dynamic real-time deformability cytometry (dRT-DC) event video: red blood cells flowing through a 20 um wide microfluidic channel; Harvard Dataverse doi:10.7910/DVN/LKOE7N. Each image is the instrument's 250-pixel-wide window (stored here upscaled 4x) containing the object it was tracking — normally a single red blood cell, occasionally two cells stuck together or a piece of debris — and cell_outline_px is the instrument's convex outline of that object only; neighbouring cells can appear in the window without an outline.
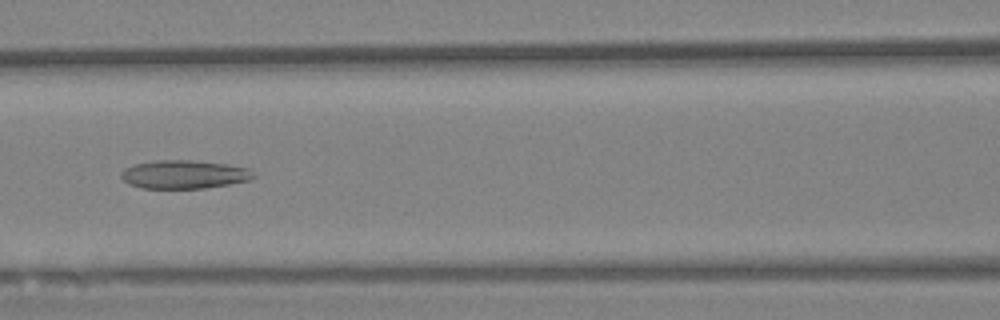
{"species": "Egyptian fruit bat (a non-hibernating species)", "species_latin": "Rousettus aegyptiacus", "temperature_condition": "warm", "stored_images_in_passage": 42, "camera_frame_rate_fps": 3000, "um_per_image_px": 0.085, "animal": {"sex": "female"}, "frame": {"image": 1, "passage_image": 9, "time_ms": 2.667, "image_size_px": [1000, 320], "cell_outline_px": [[256, 176], [248, 180], [228, 184], [204, 188], [140, 188], [128, 184], [120, 176], [120, 172], [124, 168], [136, 164], [156, 160], [192, 160], [224, 164], [248, 168], [256, 172]], "centroid_in_image_um": [15.63, 14.82], "position_along_channel_um": 151.0, "area_um2": 21.91}}
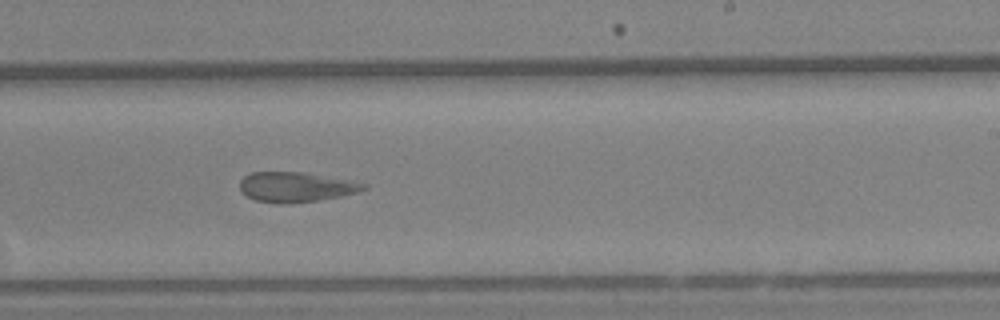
{"frame": {"image": 2, "passage_image": 19, "time_ms": 6.0, "image_size_px": [1000, 320], "cell_outline_px": [[368, 188], [356, 192], [340, 196], [316, 200], [288, 204], [280, 204], [256, 200], [248, 196], [240, 188], [240, 180], [244, 176], [252, 172], [304, 172], [368, 184]], "centroid_in_image_um": [25.14, 15.89], "position_along_channel_um": 263.9, "area_um2": 21.33}}
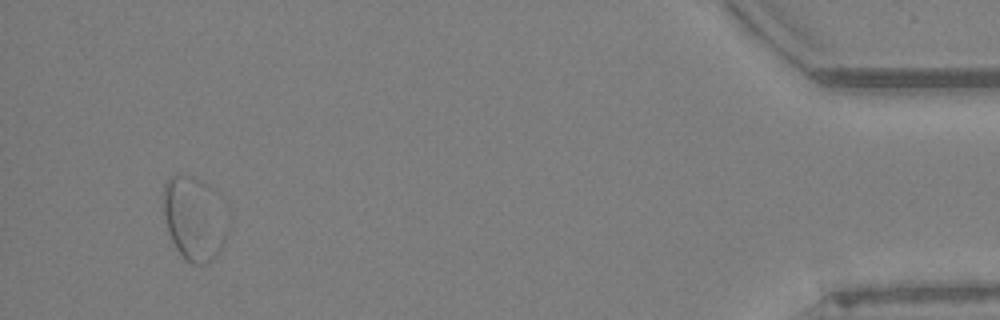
{"frame": {"image": 3, "passage_image": 39, "time_ms": 12.667, "image_size_px": [1000, 320], "cell_outline_px": [[232, 220], [228, 236], [220, 252], [208, 264], [192, 264], [176, 248], [172, 240], [164, 216], [164, 184], [172, 176], [192, 176], [208, 184], [228, 208]], "centroid_in_image_um": [16.63, 18.59], "position_along_channel_um": 418.6, "area_um2": 32.25}, "authors_computed_cell_mechanics": {"area_um2": 21.7328, "velocity_mm_per_s": 3.4106, "shape_relaxation_time_tau1_ms": null, "shape_relaxation_time_tau2_ms": 2.3205, "deformation_change_tau1": null, "deformation_change_tau2": 0.0852}}